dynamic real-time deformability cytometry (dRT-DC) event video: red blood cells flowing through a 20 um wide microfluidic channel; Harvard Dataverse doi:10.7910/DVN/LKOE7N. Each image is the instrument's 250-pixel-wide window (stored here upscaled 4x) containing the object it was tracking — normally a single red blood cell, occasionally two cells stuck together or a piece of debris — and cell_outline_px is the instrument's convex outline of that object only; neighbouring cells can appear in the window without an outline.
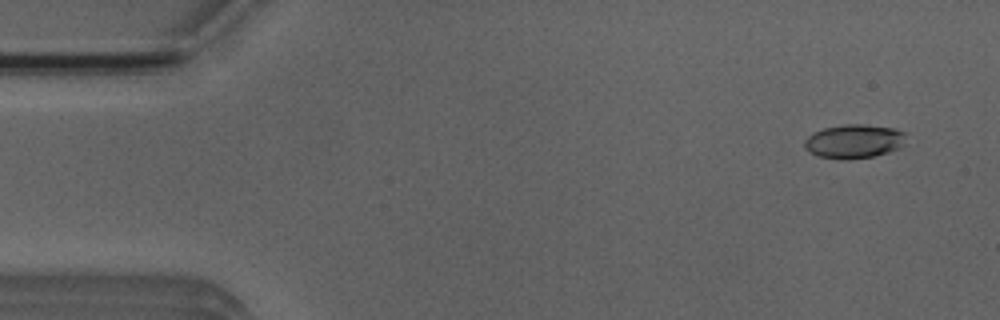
{"species": "Egyptian fruit bat (a non-hibernating species)", "species_latin": "Rousettus aegyptiacus", "temperature_condition": "room temperature", "stored_images_in_passage": 52, "camera_frame_rate_fps": 3000, "um_per_image_px": 0.085, "animal": {"sex": "male"}, "frame": {"image": 1, "passage_image": 4, "time_ms": 1.0, "image_size_px": [1000, 320], "cell_outline_px": [[904, 144], [900, 148], [888, 152], [872, 156], [848, 160], [844, 160], [820, 156], [804, 148], [804, 140], [812, 132], [824, 128], [844, 124], [864, 124], [892, 128], [904, 132]], "centroid_in_image_um": [72.57, 12.01], "position_along_channel_um": 12.4, "area_um2": 20.0}}
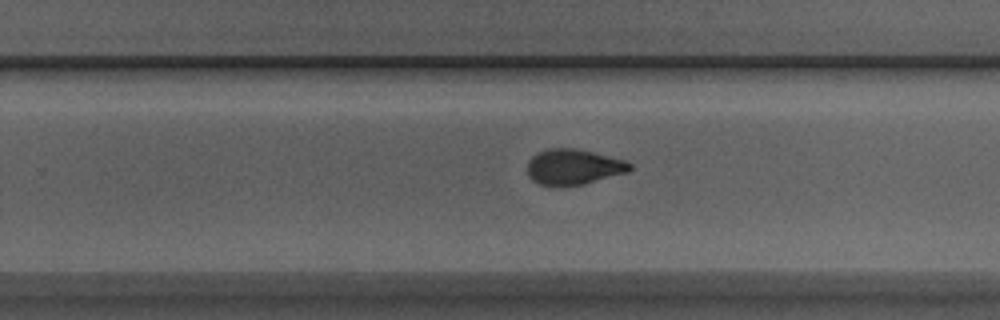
{"frame": {"image": 2, "passage_image": 33, "time_ms": 10.667, "image_size_px": [1000, 320], "cell_outline_px": [[632, 168], [628, 172], [584, 184], [564, 188], [540, 184], [532, 180], [528, 176], [528, 160], [532, 156], [548, 148], [576, 148], [624, 160], [632, 164]], "centroid_in_image_um": [48.73, 14.21], "position_along_channel_um": 281.1, "area_um2": 21.44}}
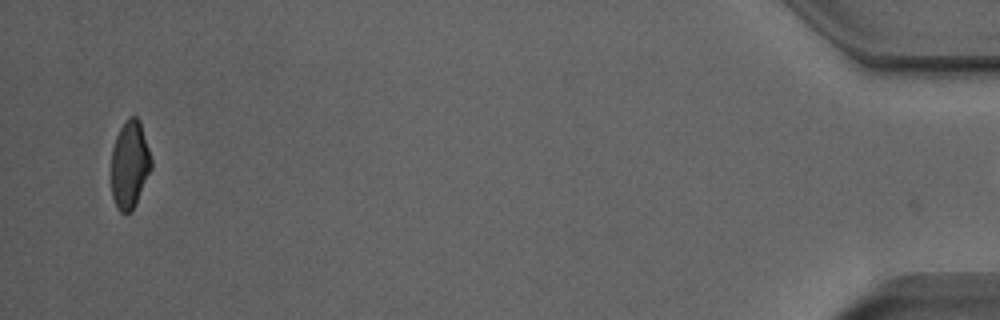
{"frame": {"image": 3, "passage_image": 51, "time_ms": 16.667, "image_size_px": [1000, 320], "cell_outline_px": [[152, 168], [136, 204], [132, 212], [120, 212], [112, 196], [112, 148], [116, 136], [120, 128], [128, 116], [136, 116], [140, 120], [152, 160]], "centroid_in_image_um": [11.04, 13.97], "position_along_channel_um": 424.2, "area_um2": 20.46}}